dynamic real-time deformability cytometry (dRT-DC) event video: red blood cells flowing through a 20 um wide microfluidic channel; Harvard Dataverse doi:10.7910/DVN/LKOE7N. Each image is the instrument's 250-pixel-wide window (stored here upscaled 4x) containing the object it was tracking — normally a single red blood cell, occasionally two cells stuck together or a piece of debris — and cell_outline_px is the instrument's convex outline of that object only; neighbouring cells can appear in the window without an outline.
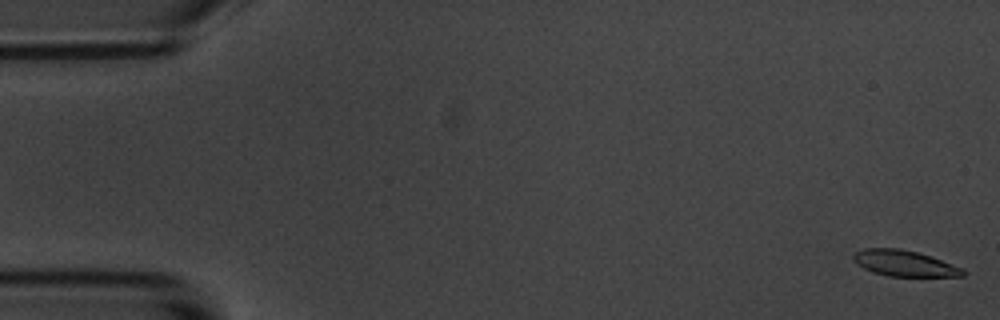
{"species": "common noctule bat (a hibernating species)", "species_latin": "Nyctalus noctula", "temperature_condition": "room temperature", "stored_images_in_passage": 56, "camera_frame_rate_fps": 3000, "um_per_image_px": 0.085, "animal": {"sex": "male", "body_mass_g": 20.1, "forearm_length_mm": 53.5}, "frame": {"image": 1, "passage_image": 1, "time_ms": 0.0, "image_size_px": [1000, 320], "cell_outline_px": [[968, 272], [964, 276], [888, 276], [864, 268], [856, 264], [852, 260], [852, 256], [856, 252], [864, 248], [900, 248], [920, 252], [964, 268]], "centroid_in_image_um": [76.91, 22.37], "position_along_channel_um": 8.1, "area_um2": 16.7}}
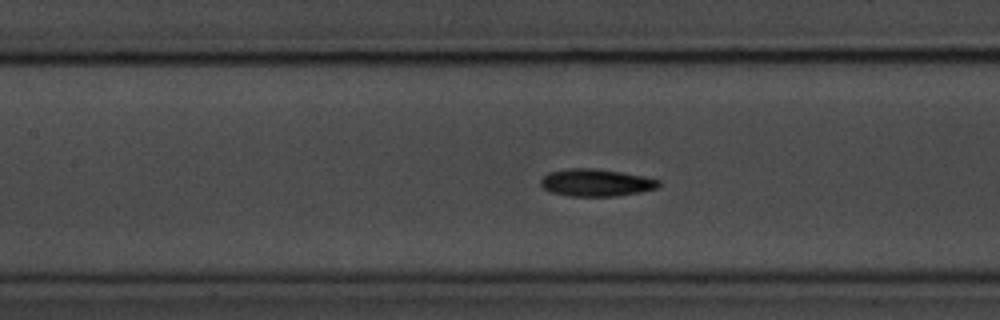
{"frame": {"image": 2, "passage_image": 25, "time_ms": 8.0, "image_size_px": [1000, 320], "cell_outline_px": [[660, 184], [656, 188], [640, 192], [616, 196], [568, 196], [548, 192], [540, 184], [540, 180], [548, 172], [568, 168], [592, 168], [620, 172], [644, 176], [660, 180]], "centroid_in_image_um": [50.63, 15.53], "position_along_channel_um": 156.8, "area_um2": 18.84}}
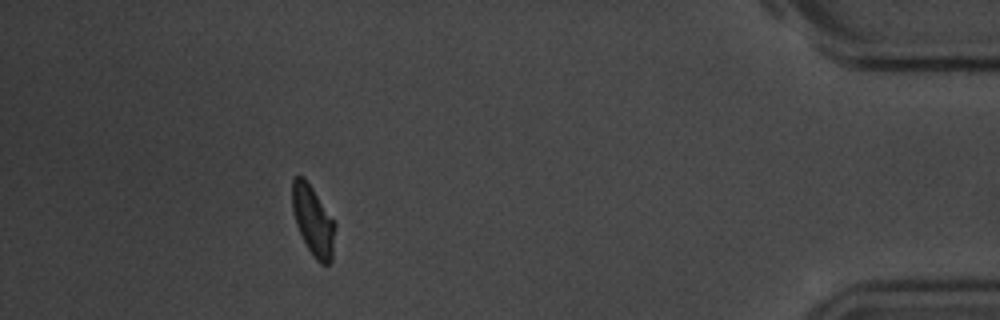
{"frame": {"image": 3, "passage_image": 51, "time_ms": 16.667, "image_size_px": [1000, 320], "cell_outline_px": [[336, 224], [332, 260], [328, 264], [320, 264], [312, 256], [296, 224], [292, 208], [292, 180], [296, 176], [304, 176]], "centroid_in_image_um": [26.61, 18.77], "position_along_channel_um": 408.6, "area_um2": 17.28}, "authors_computed_cell_mechanics": {"area_um2": 17.8024, "velocity_mm_per_s": 3.5454, "shape_relaxation_time_tau1_ms": 2.3273, "shape_relaxation_time_tau2_ms": null, "deformation_change_tau1": 0.1034, "deformation_change_tau2": null}}